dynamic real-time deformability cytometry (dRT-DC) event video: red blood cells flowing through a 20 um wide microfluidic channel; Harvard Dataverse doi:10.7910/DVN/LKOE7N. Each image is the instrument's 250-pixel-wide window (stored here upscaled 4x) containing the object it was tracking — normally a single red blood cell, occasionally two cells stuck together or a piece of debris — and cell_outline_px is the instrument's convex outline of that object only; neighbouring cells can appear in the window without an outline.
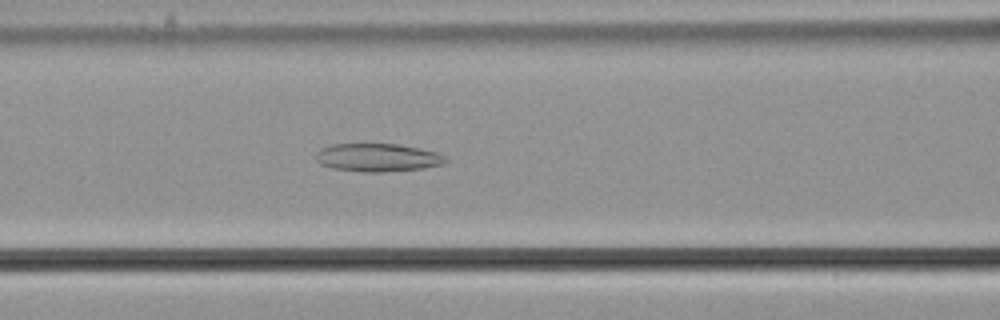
{"species": "common noctule bat (a hibernating species)", "species_latin": "Nyctalus noctula", "temperature_condition": "cold", "stored_images_in_passage": 40, "camera_frame_rate_fps": 3000, "um_per_image_px": 0.085, "animal": {"sex": "male", "body_mass_g": 21.5, "forearm_length_mm": 52.0}, "frame": {"image": 1, "passage_image": 8, "time_ms": 2.333, "image_size_px": [1000, 320], "cell_outline_px": [[448, 160], [444, 164], [424, 168], [384, 172], [364, 172], [332, 168], [320, 164], [316, 160], [316, 156], [324, 148], [332, 144], [400, 144], [420, 148], [436, 152], [444, 156]], "centroid_in_image_um": [32.15, 13.4], "position_along_channel_um": 134.5, "area_um2": 21.15}}
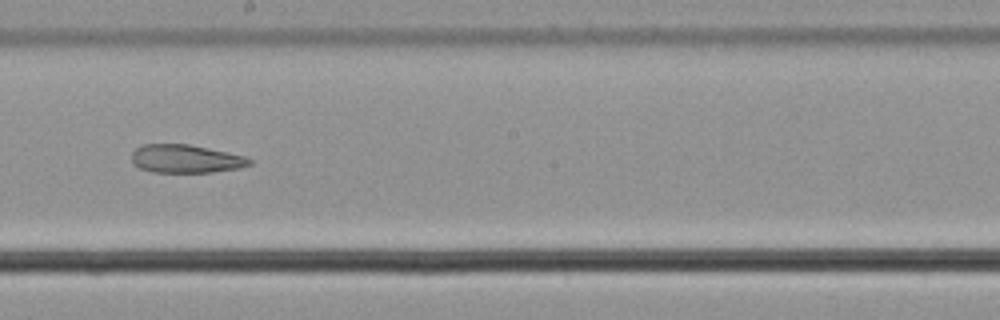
{"frame": {"image": 2, "passage_image": 16, "time_ms": 5.0, "image_size_px": [1000, 320], "cell_outline_px": [[252, 164], [240, 168], [212, 172], [152, 172], [140, 168], [132, 164], [132, 152], [140, 144], [188, 144], [228, 152], [244, 156], [252, 160]], "centroid_in_image_um": [15.77, 13.5], "position_along_channel_um": 232.4, "area_um2": 19.48}}
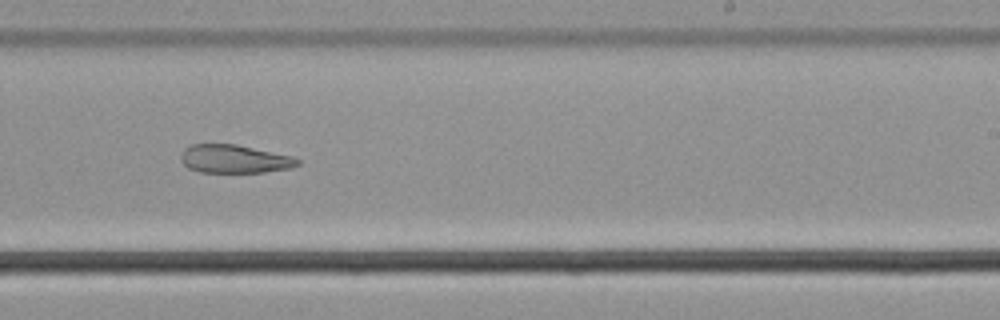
{"frame": {"image": 3, "passage_image": 19, "time_ms": 6.0, "image_size_px": [1000, 320], "cell_outline_px": [[300, 164], [292, 168], [264, 172], [200, 172], [188, 168], [180, 160], [180, 156], [184, 148], [192, 144], [236, 144], [292, 156], [300, 160]], "centroid_in_image_um": [19.92, 13.51], "position_along_channel_um": 269.1, "area_um2": 19.31}}